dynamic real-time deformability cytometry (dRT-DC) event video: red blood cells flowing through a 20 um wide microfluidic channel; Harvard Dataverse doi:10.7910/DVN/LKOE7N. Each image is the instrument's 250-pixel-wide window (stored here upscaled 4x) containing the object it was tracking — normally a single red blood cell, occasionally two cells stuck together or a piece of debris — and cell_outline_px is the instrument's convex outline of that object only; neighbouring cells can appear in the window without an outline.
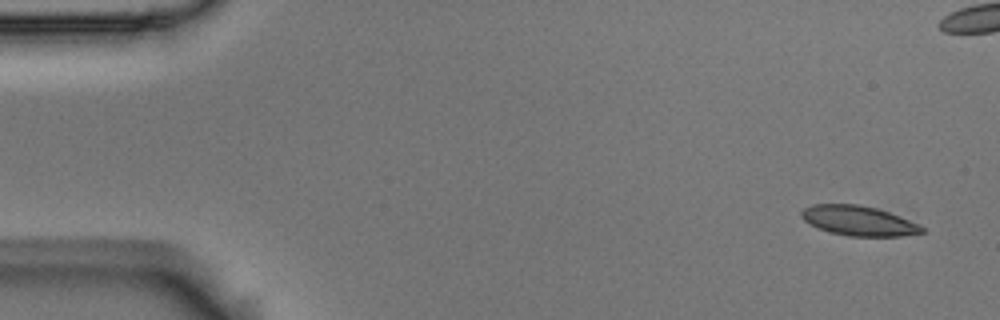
{"species": "Egyptian fruit bat (a non-hibernating species)", "species_latin": "Rousettus aegyptiacus", "temperature_condition": "room temperature", "stored_images_in_passage": 5, "camera_frame_rate_fps": 3000, "um_per_image_px": 0.085, "animal": {"sex": "male"}, "frame": {"image": 1, "passage_image": 1, "time_ms": 0.0, "image_size_px": [1000, 320], "cell_outline_px": [[924, 232], [900, 236], [848, 236], [828, 232], [808, 224], [800, 216], [800, 212], [804, 208], [812, 204], [860, 204], [876, 208], [900, 216], [924, 228]], "centroid_in_image_um": [72.91, 18.76], "position_along_channel_um": 12.1, "area_um2": 20.92}}
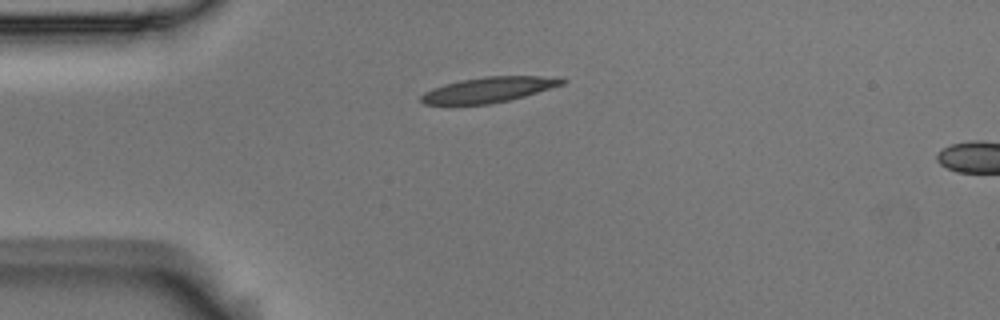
{"frame": {"image": 2, "passage_image": 5, "time_ms": 1.333, "image_size_px": [1000, 320], "cell_outline_px": [[568, 80], [564, 84], [524, 96], [508, 100], [488, 104], [424, 104], [420, 100], [420, 96], [424, 92], [432, 88], [444, 84], [460, 80], [484, 76], [540, 76]], "centroid_in_image_um": [41.49, 7.62], "position_along_channel_um": 43.5, "area_um2": 20.58}}